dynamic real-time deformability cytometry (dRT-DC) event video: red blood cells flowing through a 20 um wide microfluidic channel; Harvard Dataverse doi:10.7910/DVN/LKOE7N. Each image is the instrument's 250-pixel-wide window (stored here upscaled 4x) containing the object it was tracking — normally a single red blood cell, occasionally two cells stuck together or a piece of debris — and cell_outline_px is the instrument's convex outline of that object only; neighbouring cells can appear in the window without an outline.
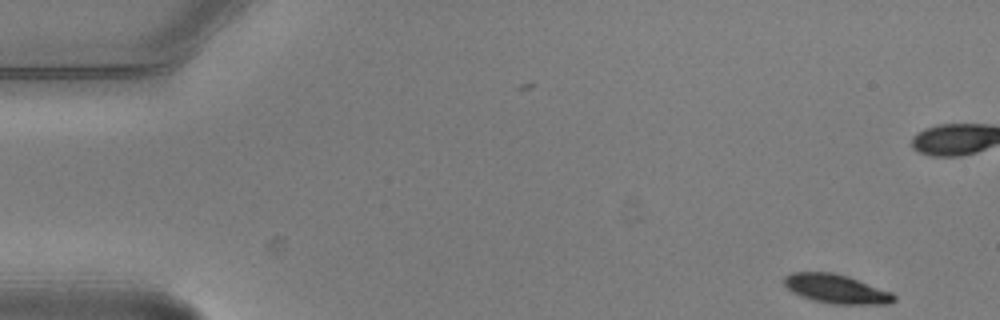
{"species": "common noctule bat (a hibernating species)", "species_latin": "Nyctalus noctula", "temperature_condition": "warm", "stored_images_in_passage": 5, "camera_frame_rate_fps": 3000, "um_per_image_px": 0.085, "animal": {"sex": "male", "body_mass_g": 20.5, "forearm_length_mm": 52.5}, "frame": {"image": 1, "passage_image": 1, "time_ms": 0.0, "image_size_px": [1000, 320], "cell_outline_px": [[896, 300], [888, 304], [832, 304], [812, 300], [792, 292], [784, 284], [784, 276], [792, 272], [832, 272], [848, 276], [892, 292], [896, 296]], "centroid_in_image_um": [71.09, 24.55], "position_along_channel_um": 13.9, "area_um2": 18.61}}
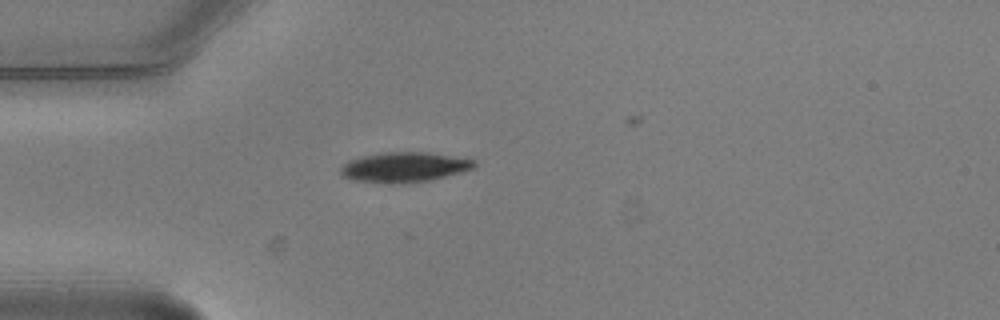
{"frame": {"image": 2, "passage_image": 5, "time_ms": 1.333, "image_size_px": [1000, 320], "cell_outline_px": [[476, 168], [428, 180], [408, 184], [380, 184], [356, 180], [344, 176], [340, 172], [340, 168], [348, 160], [364, 156], [384, 152], [428, 152], [476, 160]], "centroid_in_image_um": [34.36, 14.22], "position_along_channel_um": 50.6, "area_um2": 23.47}}